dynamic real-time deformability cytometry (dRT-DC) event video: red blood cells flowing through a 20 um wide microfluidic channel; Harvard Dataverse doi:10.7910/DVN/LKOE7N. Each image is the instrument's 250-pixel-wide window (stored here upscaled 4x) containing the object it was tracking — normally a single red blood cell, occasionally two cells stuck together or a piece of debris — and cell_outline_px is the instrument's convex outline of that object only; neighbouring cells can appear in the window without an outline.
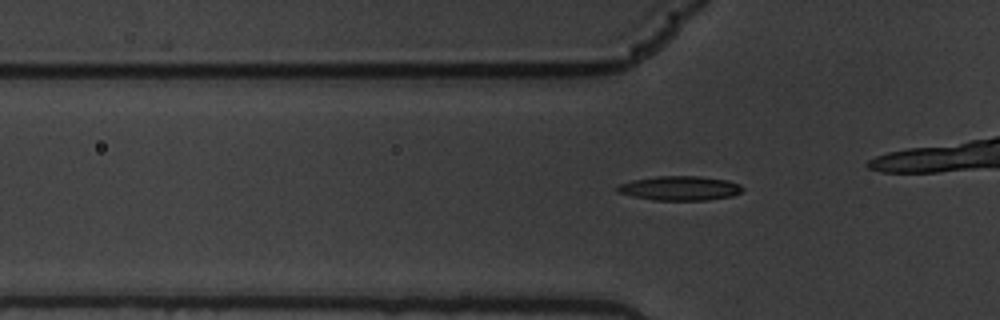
{"species": "common noctule bat (a hibernating species)", "species_latin": "Nyctalus noctula", "temperature_condition": "warm", "stored_images_in_passage": 34, "camera_frame_rate_fps": 3000, "um_per_image_px": 0.085, "animal": {"sex": "male", "body_mass_g": 19.5, "forearm_length_mm": 54.6}, "frame": {"image": 1, "passage_image": 6, "time_ms": 1.667, "image_size_px": [1000, 320], "cell_outline_px": [[744, 188], [740, 192], [732, 196], [708, 200], [652, 200], [632, 196], [616, 192], [616, 188], [620, 184], [632, 180], [656, 176], [700, 176], [728, 180], [740, 184]], "centroid_in_image_um": [57.78, 16.0], "position_along_channel_um": 68.0, "area_um2": 17.86}}
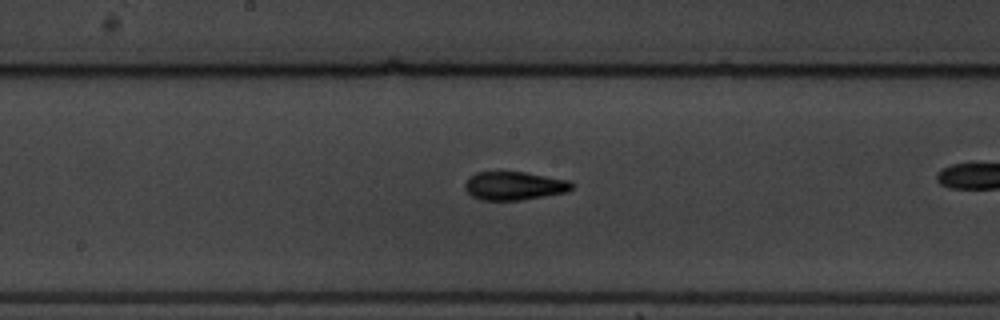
{"frame": {"image": 2, "passage_image": 18, "time_ms": 5.667, "image_size_px": [1000, 320], "cell_outline_px": [[572, 188], [568, 192], [520, 200], [480, 200], [472, 196], [464, 188], [464, 184], [468, 176], [476, 172], [524, 172], [568, 180], [572, 184]], "centroid_in_image_um": [43.66, 15.79], "position_along_channel_um": 204.5, "area_um2": 17.69}}
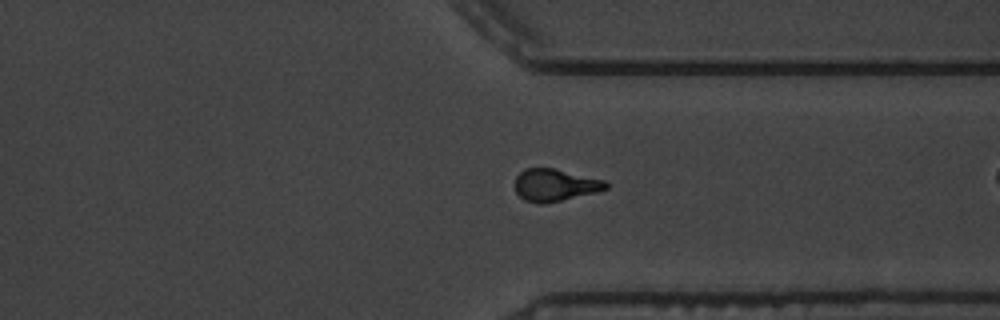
{"frame": {"image": 3, "passage_image": 32, "time_ms": 10.333, "image_size_px": [1000, 320], "cell_outline_px": [[608, 188], [596, 192], [544, 204], [540, 204], [524, 200], [516, 192], [516, 176], [524, 168], [552, 168], [604, 180], [608, 184]], "centroid_in_image_um": [47.15, 15.73], "position_along_channel_um": 364.2, "area_um2": 16.88}}